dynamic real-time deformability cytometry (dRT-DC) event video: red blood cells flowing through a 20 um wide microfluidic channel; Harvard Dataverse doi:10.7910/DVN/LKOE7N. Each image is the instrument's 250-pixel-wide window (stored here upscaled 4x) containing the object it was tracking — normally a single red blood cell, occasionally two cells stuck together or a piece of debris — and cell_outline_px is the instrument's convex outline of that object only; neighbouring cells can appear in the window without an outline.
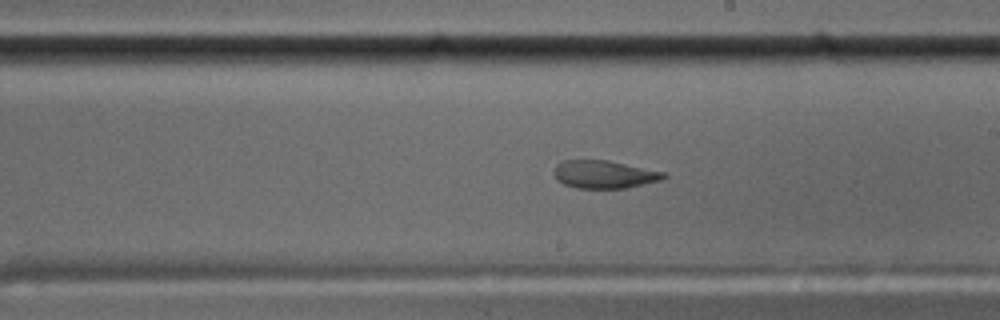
{"species": "common noctule bat (a hibernating species)", "species_latin": "Nyctalus noctula", "temperature_condition": "cold", "stored_images_in_passage": 58, "camera_frame_rate_fps": 3000, "um_per_image_px": 0.085, "animal": {"sex": "male", "body_mass_g": 17.5, "forearm_length_mm": 52.3}, "frame": {"image": 1, "passage_image": 33, "time_ms": 10.667, "image_size_px": [1000, 320], "cell_outline_px": [[668, 176], [660, 180], [628, 188], [576, 188], [564, 184], [556, 180], [552, 172], [552, 168], [556, 164], [564, 160], [608, 160], [664, 172]], "centroid_in_image_um": [51.3, 14.82], "position_along_channel_um": 237.7, "area_um2": 17.98}}
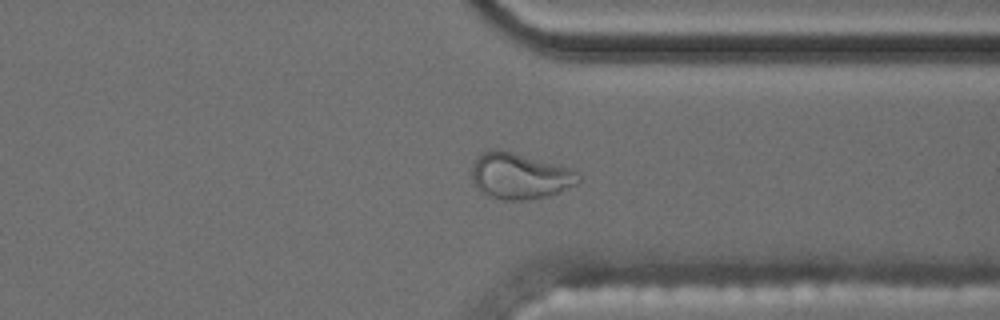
{"frame": {"image": 2, "passage_image": 44, "time_ms": 14.333, "image_size_px": [1000, 320], "cell_outline_px": [[580, 180], [576, 184], [556, 192], [544, 196], [528, 200], [504, 200], [488, 196], [480, 192], [472, 180], [472, 168], [476, 156], [480, 152], [492, 148], [572, 168], [580, 176]], "centroid_in_image_um": [44.12, 14.96], "position_along_channel_um": 367.3, "area_um2": 28.26}}
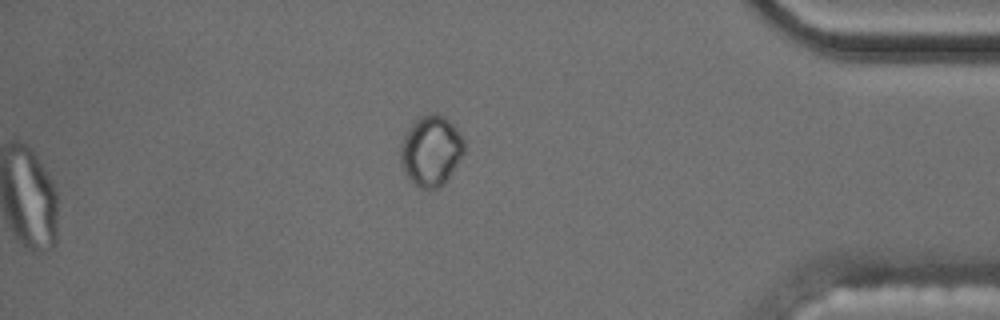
{"frame": {"image": 3, "passage_image": 58, "time_ms": 19.0, "image_size_px": [1000, 320], "cell_outline_px": [[464, 152], [444, 184], [440, 188], [420, 188], [408, 176], [400, 160], [400, 144], [404, 136], [412, 124], [420, 116], [432, 112], [436, 112], [444, 116], [460, 132], [464, 140]], "centroid_in_image_um": [36.65, 12.78], "position_along_channel_um": 398.6, "area_um2": 25.84}, "authors_computed_cell_mechanics": {"area_um2": 19.1318, "velocity_mm_per_s": 3.5251, "shape_relaxation_time_tau1_ms": null, "shape_relaxation_time_tau2_ms": 2.521, "deformation_change_tau1": null, "deformation_change_tau2": 0.0849}}